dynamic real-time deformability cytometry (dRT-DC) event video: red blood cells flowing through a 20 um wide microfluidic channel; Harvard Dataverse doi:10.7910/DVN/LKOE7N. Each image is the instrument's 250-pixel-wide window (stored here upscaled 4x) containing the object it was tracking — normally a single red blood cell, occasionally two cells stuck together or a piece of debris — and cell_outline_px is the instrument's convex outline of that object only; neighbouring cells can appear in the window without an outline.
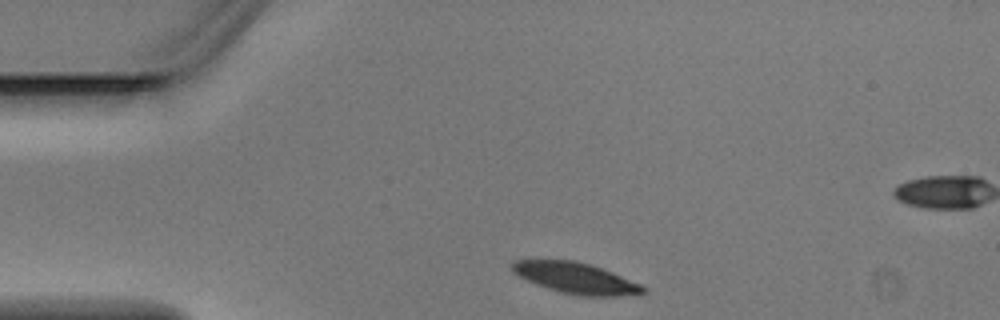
{"species": "Egyptian fruit bat (a non-hibernating species)", "species_latin": "Rousettus aegyptiacus", "temperature_condition": "warm", "stored_images_in_passage": 3, "segment_of_instrument_passage": [1, 2], "camera_frame_rate_fps": 3000, "um_per_image_px": 0.085, "animal": {"sex": "male"}, "frame": {"image": 1, "passage_image": 1, "time_ms": 0.0, "image_size_px": [1000, 320], "cell_outline_px": [[648, 292], [640, 296], [580, 296], [560, 292], [536, 284], [512, 272], [512, 260], [572, 260], [588, 264], [612, 272], [640, 284], [648, 288]], "centroid_in_image_um": [49.02, 23.66], "position_along_channel_um": 36.0, "area_um2": 23.7}}